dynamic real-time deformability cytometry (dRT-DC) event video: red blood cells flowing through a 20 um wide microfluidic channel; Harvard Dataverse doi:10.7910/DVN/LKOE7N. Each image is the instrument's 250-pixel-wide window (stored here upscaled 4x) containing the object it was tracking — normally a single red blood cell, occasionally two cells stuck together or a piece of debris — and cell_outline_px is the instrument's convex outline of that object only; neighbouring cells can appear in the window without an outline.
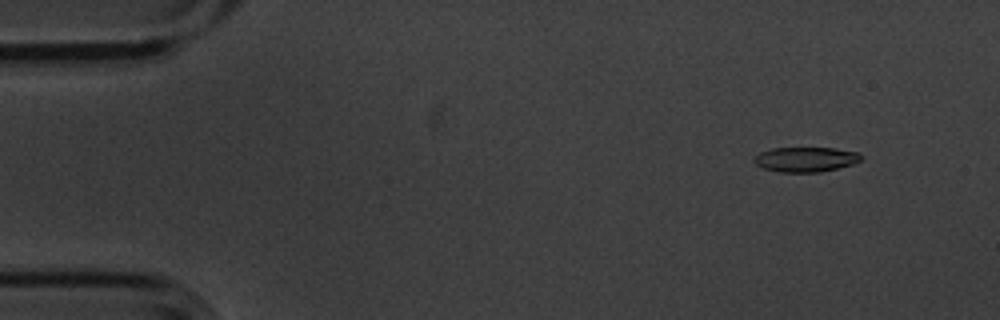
{"species": "common noctule bat (a hibernating species)", "species_latin": "Nyctalus noctula", "temperature_condition": "cold", "stored_images_in_passage": 5, "camera_frame_rate_fps": 3000, "um_per_image_px": 0.085, "animal": {"sex": "male", "body_mass_g": 20.1, "forearm_length_mm": 53.5}, "frame": {"image": 1, "passage_image": 2, "time_ms": 0.333, "image_size_px": [1000, 320], "cell_outline_px": [[860, 160], [852, 164], [820, 172], [780, 172], [764, 168], [756, 164], [752, 160], [760, 152], [772, 148], [836, 148], [860, 152]], "centroid_in_image_um": [68.47, 13.54], "position_along_channel_um": 16.5, "area_um2": 15.37}}